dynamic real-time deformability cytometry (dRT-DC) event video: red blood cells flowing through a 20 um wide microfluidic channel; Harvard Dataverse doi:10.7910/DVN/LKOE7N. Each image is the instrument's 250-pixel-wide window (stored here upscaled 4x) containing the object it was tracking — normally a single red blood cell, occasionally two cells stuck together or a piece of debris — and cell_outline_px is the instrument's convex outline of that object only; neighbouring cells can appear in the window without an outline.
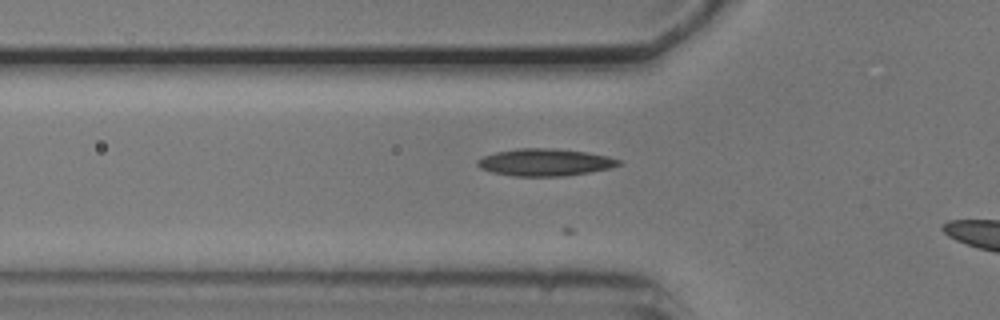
{"species": "common noctule bat (a hibernating species)", "species_latin": "Nyctalus noctula", "temperature_condition": "cold", "stored_images_in_passage": 26, "camera_frame_rate_fps": 3000, "um_per_image_px": 0.085, "animal": {"sex": "male", "body_mass_g": 20.5, "forearm_length_mm": 52.5}, "frame": {"image": 1, "passage_image": 2, "time_ms": 0.333, "image_size_px": [1000, 320], "cell_outline_px": [[624, 164], [612, 168], [588, 172], [560, 176], [512, 176], [492, 172], [480, 168], [476, 164], [476, 160], [484, 156], [496, 152], [516, 148], [552, 148], [588, 152], [608, 156], [624, 160]], "centroid_in_image_um": [46.37, 13.79], "position_along_channel_um": 79.4, "area_um2": 22.6}}
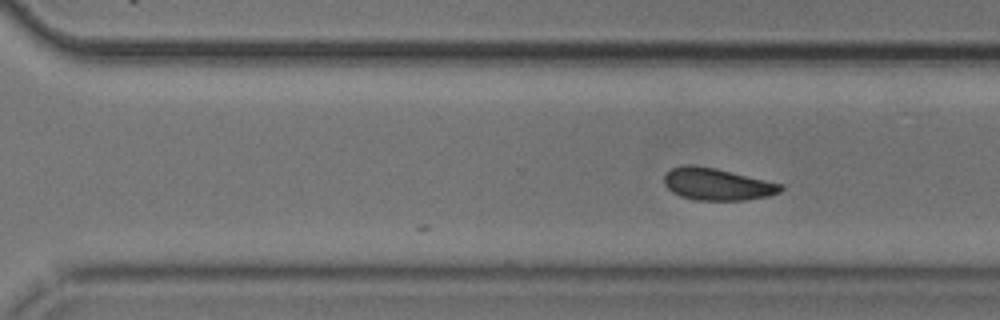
{"frame": {"image": 2, "passage_image": 26, "time_ms": 8.333, "image_size_px": [1000, 320], "cell_outline_px": [[784, 188], [780, 192], [768, 196], [744, 200], [696, 200], [680, 196], [672, 192], [664, 184], [664, 176], [672, 168], [684, 164], [692, 164], [716, 168], [784, 184]], "centroid_in_image_um": [60.96, 15.65], "position_along_channel_um": 309.6, "area_um2": 21.91}}